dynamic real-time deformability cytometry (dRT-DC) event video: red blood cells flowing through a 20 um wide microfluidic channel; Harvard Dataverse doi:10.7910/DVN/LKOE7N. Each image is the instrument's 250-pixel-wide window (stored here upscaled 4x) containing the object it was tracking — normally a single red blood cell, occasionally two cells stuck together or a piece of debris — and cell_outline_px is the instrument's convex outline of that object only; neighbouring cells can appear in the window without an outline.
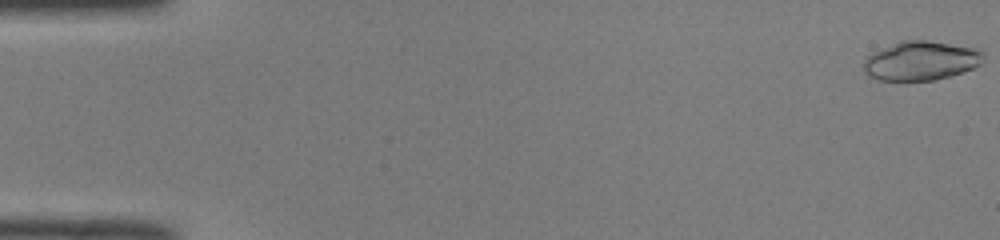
{"species": "common noctule bat (a hibernating species)", "species_latin": "Nyctalus noctula", "temperature_condition": "room temperature", "stored_images_in_passage": 50, "camera_frame_rate_fps": 3000, "um_per_image_px": 0.085, "animal": {"sex": "male", "body_mass_g": 19.0, "forearm_length_mm": 50.8}, "frame": {"image": 1, "passage_image": 1, "time_ms": 0.0, "image_size_px": [1000, 240], "cell_outline_px": [[984, 56], [980, 64], [972, 68], [936, 80], [876, 80], [868, 76], [864, 72], [864, 60], [872, 52], [904, 40], [924, 40], [972, 48], [984, 52]], "centroid_in_image_um": [78.23, 5.18], "position_along_channel_um": 6.8, "area_um2": 26.88}}
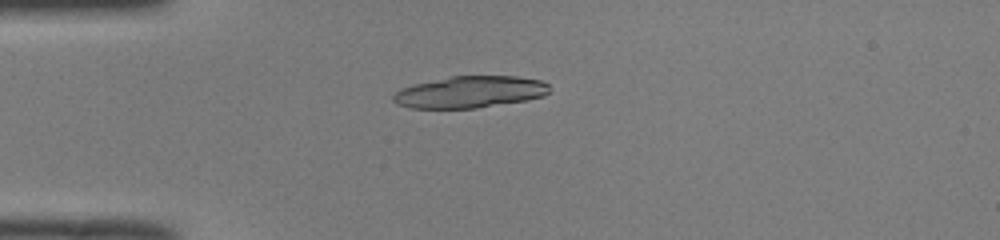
{"frame": {"image": 2, "passage_image": 14, "time_ms": 4.333, "image_size_px": [1000, 240], "cell_outline_px": [[548, 92], [544, 96], [528, 100], [476, 108], [412, 108], [396, 104], [392, 100], [392, 96], [400, 88], [412, 84], [452, 76], [516, 76], [540, 80], [548, 84]], "centroid_in_image_um": [39.92, 7.82], "position_along_channel_um": 45.1, "area_um2": 28.96}}